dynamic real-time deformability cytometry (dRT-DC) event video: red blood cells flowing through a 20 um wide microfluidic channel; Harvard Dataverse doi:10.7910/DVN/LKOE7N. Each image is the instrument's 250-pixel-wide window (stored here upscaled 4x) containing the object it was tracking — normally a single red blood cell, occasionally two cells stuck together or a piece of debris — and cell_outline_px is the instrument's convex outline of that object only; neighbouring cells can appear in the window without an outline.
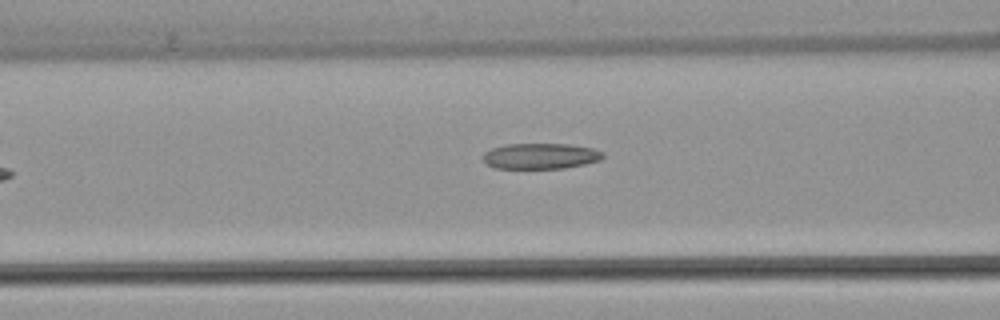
{"species": "common noctule bat (a hibernating species)", "species_latin": "Nyctalus noctula", "temperature_condition": "warm", "stored_images_in_passage": 31, "camera_frame_rate_fps": 3000, "um_per_image_px": 0.085, "animal": {"sex": "female", "body_mass_g": 22.7, "forearm_length_mm": 54.2}, "frame": {"image": 1, "passage_image": 5, "time_ms": 1.333, "image_size_px": [1000, 320], "cell_outline_px": [[604, 156], [600, 160], [584, 164], [564, 168], [496, 168], [488, 164], [484, 160], [484, 152], [492, 148], [504, 144], [568, 144], [592, 148], [604, 152]], "centroid_in_image_um": [45.96, 13.26], "position_along_channel_um": 120.6, "area_um2": 17.86}}
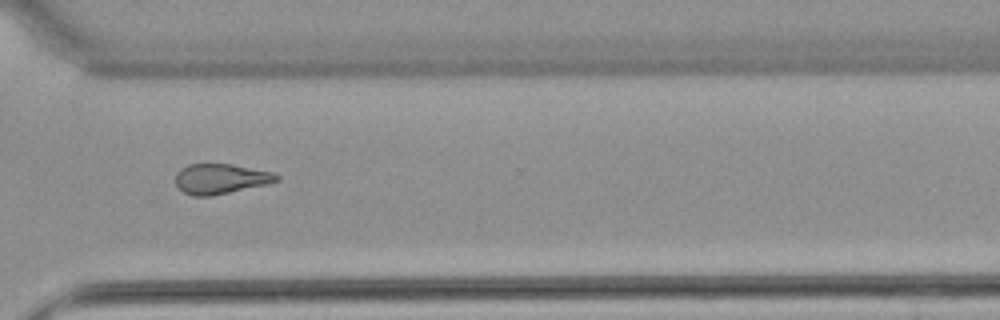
{"frame": {"image": 2, "passage_image": 22, "time_ms": 7.0, "image_size_px": [1000, 320], "cell_outline_px": [[280, 180], [264, 184], [212, 196], [192, 196], [184, 192], [176, 184], [176, 172], [180, 168], [188, 164], [232, 164], [272, 172], [280, 176]], "centroid_in_image_um": [18.72, 15.19], "position_along_channel_um": 351.9, "area_um2": 17.57}, "authors_computed_cell_mechanics": {"area_um2": 18.496, "velocity_mm_per_s": 4.0825, "shape_relaxation_time_tau1_ms": null, "shape_relaxation_time_tau2_ms": 5.1783, "deformation_change_tau1": null, "deformation_change_tau2": 0.1561}}